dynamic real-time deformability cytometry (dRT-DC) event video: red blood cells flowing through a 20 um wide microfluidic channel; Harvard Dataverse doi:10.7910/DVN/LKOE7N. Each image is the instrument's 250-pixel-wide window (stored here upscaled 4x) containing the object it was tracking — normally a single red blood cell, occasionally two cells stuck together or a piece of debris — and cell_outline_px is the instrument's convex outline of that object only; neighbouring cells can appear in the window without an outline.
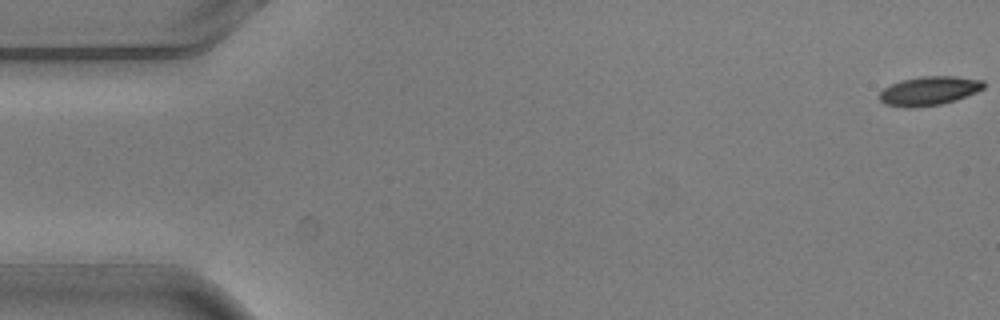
{"species": "common noctule bat (a hibernating species)", "species_latin": "Nyctalus noctula", "temperature_condition": "warm", "stored_images_in_passage": 5, "camera_frame_rate_fps": 3000, "um_per_image_px": 0.085, "animal": {"sex": "male", "body_mass_g": 20.5, "forearm_length_mm": 52.5}, "frame": {"image": 1, "passage_image": 1, "time_ms": 0.0, "image_size_px": [1000, 320], "cell_outline_px": [[984, 88], [976, 92], [956, 100], [940, 104], [908, 108], [884, 104], [880, 100], [880, 92], [884, 88], [900, 80], [920, 76], [956, 76], [984, 80]], "centroid_in_image_um": [78.98, 7.71], "position_along_channel_um": 6.0, "area_um2": 17.57}}
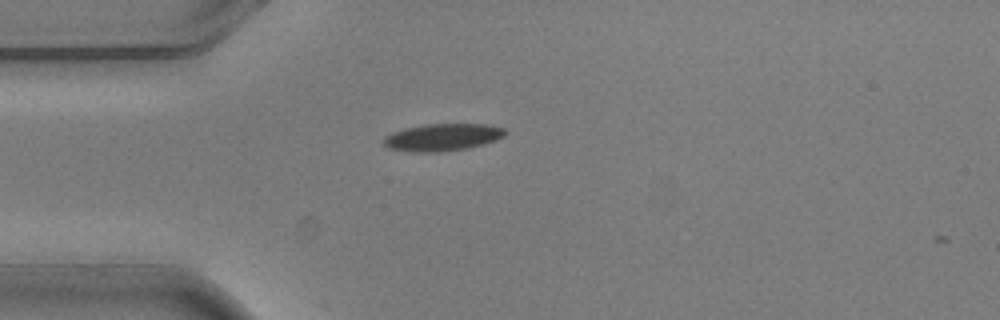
{"frame": {"image": 2, "passage_image": 5, "time_ms": 1.333, "image_size_px": [1000, 320], "cell_outline_px": [[508, 132], [504, 136], [496, 140], [484, 144], [468, 148], [440, 152], [412, 152], [388, 148], [380, 144], [380, 140], [384, 136], [392, 132], [404, 128], [424, 124], [484, 124], [504, 128]], "centroid_in_image_um": [37.55, 11.67], "position_along_channel_um": 47.4, "area_um2": 19.65}}